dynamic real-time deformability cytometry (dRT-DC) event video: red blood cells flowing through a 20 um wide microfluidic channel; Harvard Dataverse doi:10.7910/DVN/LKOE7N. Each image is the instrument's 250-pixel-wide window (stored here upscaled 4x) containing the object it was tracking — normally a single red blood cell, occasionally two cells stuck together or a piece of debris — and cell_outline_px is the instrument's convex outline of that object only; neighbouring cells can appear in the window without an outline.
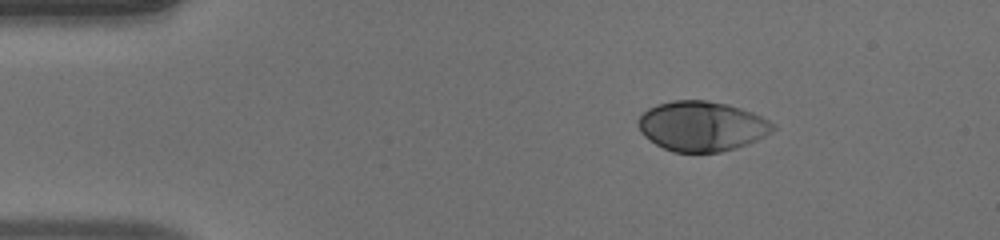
{"species": "human", "species_latin": "Homo sapiens", "temperature_condition": "warm", "stored_images_in_passage": 43, "camera_frame_rate_fps": 3000, "um_per_image_px": 0.085, "donor": {"sex": "male"}, "frame": {"image": 1, "passage_image": 1, "time_ms": 0.0, "image_size_px": [1000, 240], "cell_outline_px": [[776, 128], [764, 136], [756, 140], [736, 148], [720, 152], [672, 152], [656, 144], [644, 136], [640, 132], [636, 120], [648, 108], [656, 104], [672, 100], [708, 100], [728, 104], [752, 112], [776, 124]], "centroid_in_image_um": [59.63, 10.71], "position_along_channel_um": 25.4, "area_um2": 39.3}}
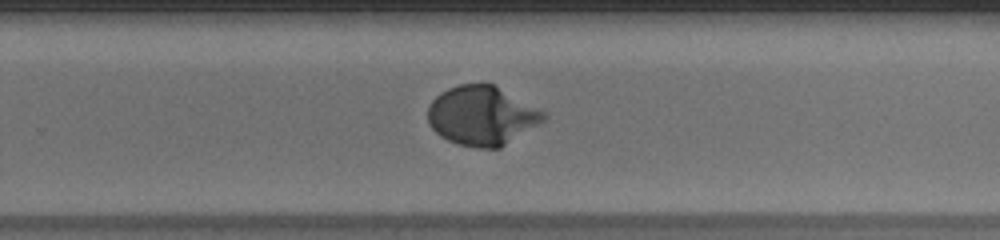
{"frame": {"image": 2, "passage_image": 26, "time_ms": 8.333, "image_size_px": [1000, 240], "cell_outline_px": [[548, 116], [544, 120], [500, 148], [476, 148], [460, 144], [448, 140], [440, 136], [428, 124], [428, 104], [440, 92], [448, 88], [460, 84], [492, 84], [544, 112]], "centroid_in_image_um": [40.91, 9.84], "position_along_channel_um": 288.9, "area_um2": 39.42}}
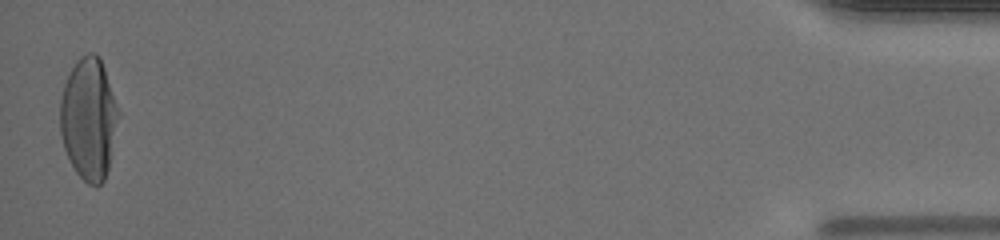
{"frame": {"image": 3, "passage_image": 43, "time_ms": 14.0, "image_size_px": [1000, 240], "cell_outline_px": [[120, 116], [108, 168], [104, 180], [96, 188], [88, 184], [76, 172], [64, 148], [60, 132], [60, 100], [64, 84], [68, 72], [76, 60], [80, 56], [88, 52], [96, 52], [100, 56], [120, 112]], "centroid_in_image_um": [7.55, 10.06], "position_along_channel_um": 427.7, "area_um2": 41.85}, "authors_computed_cell_mechanics": {"area_um2": 38.8416, "velocity_mm_per_s": 4.0491, "shape_relaxation_time_tau1_ms": 2.8494, "shape_relaxation_time_tau2_ms": null, "deformation_change_tau1": 0.1957, "deformation_change_tau2": null}}